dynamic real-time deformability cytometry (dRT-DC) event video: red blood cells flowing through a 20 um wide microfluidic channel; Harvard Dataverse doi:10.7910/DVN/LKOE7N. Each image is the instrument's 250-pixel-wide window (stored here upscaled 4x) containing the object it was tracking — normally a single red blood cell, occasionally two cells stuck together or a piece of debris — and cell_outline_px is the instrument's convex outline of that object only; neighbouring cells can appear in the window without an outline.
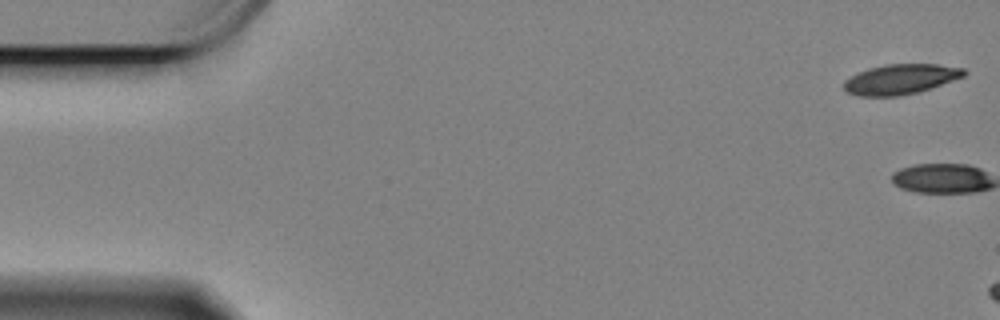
{"species": "Egyptian fruit bat (a non-hibernating species)", "species_latin": "Rousettus aegyptiacus", "temperature_condition": "cold", "stored_images_in_passage": 2, "camera_frame_rate_fps": 3000, "um_per_image_px": 0.085, "animal": {"sex": "female"}, "frame": {"image": 1, "passage_image": 1, "time_ms": 0.0, "image_size_px": [1000, 320], "cell_outline_px": [[968, 72], [964, 76], [916, 92], [896, 96], [860, 96], [848, 92], [844, 88], [844, 80], [868, 68], [884, 64], [940, 64], [964, 68]], "centroid_in_image_um": [76.55, 6.71], "position_along_channel_um": 8.5, "area_um2": 20.75}}